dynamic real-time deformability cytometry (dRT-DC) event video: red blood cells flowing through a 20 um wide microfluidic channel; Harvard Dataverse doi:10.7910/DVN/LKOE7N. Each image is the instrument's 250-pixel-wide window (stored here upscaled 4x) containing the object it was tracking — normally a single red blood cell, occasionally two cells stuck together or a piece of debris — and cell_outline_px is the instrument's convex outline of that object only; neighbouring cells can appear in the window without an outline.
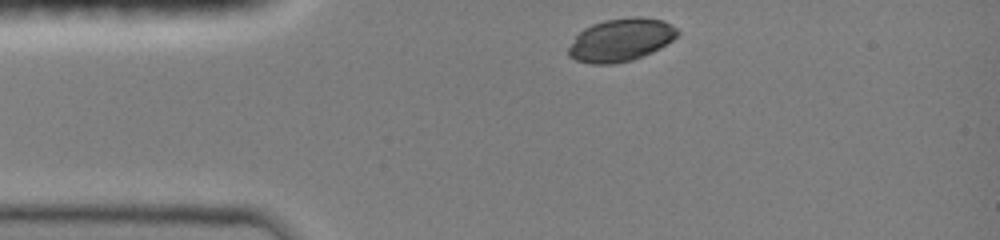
{"species": "common noctule bat (a hibernating species)", "species_latin": "Nyctalus noctula", "temperature_condition": "room temperature", "stored_images_in_passage": 26, "camera_frame_rate_fps": 3000, "um_per_image_px": 0.085, "animal": {"sex": "female", "body_mass_g": 19.0, "forearm_length_mm": 51.5}, "frame": {"image": 1, "passage_image": 1, "time_ms": 0.0, "image_size_px": [1000, 240], "cell_outline_px": [[680, 32], [672, 40], [660, 48], [652, 52], [632, 60], [612, 64], [592, 64], [576, 60], [568, 56], [568, 48], [576, 36], [584, 28], [592, 24], [604, 20], [632, 16], [640, 16], [664, 20], [676, 28]], "centroid_in_image_um": [52.77, 3.38], "position_along_channel_um": 32.2, "area_um2": 27.28}}
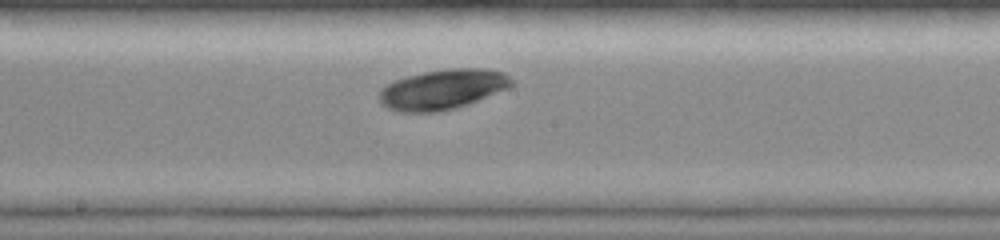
{"frame": {"image": 2, "passage_image": 15, "time_ms": 5.333, "image_size_px": [1000, 240], "cell_outline_px": [[516, 84], [508, 88], [476, 100], [440, 112], [396, 112], [380, 104], [380, 92], [388, 84], [396, 80], [408, 76], [424, 72], [448, 68], [480, 68], [504, 72]], "centroid_in_image_um": [37.62, 7.59], "position_along_channel_um": 210.6, "area_um2": 30.46}}
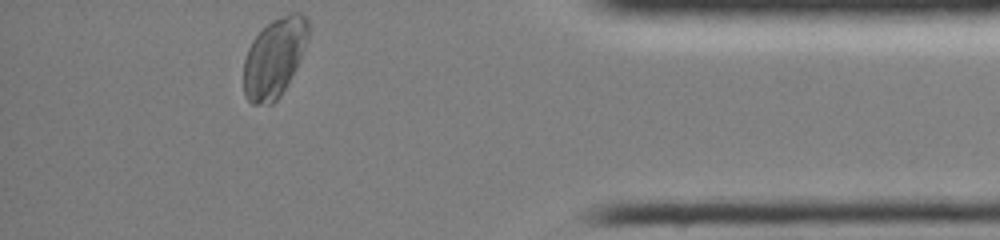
{"frame": {"image": 3, "passage_image": 26, "time_ms": 11.0, "image_size_px": [1000, 240], "cell_outline_px": [[308, 40], [300, 60], [280, 96], [272, 104], [252, 104], [244, 96], [244, 60], [248, 48], [252, 40], [272, 20], [288, 12], [300, 12], [308, 20]], "centroid_in_image_um": [23.32, 4.89], "position_along_channel_um": 411.9, "area_um2": 29.77}, "authors_computed_cell_mechanics": {"area_um2": 29.2468, "velocity_mm_per_s": 3.9765, "shape_relaxation_time_tau1_ms": null, "shape_relaxation_time_tau2_ms": 4.136, "deformation_change_tau1": null, "deformation_change_tau2": 0.0651}}